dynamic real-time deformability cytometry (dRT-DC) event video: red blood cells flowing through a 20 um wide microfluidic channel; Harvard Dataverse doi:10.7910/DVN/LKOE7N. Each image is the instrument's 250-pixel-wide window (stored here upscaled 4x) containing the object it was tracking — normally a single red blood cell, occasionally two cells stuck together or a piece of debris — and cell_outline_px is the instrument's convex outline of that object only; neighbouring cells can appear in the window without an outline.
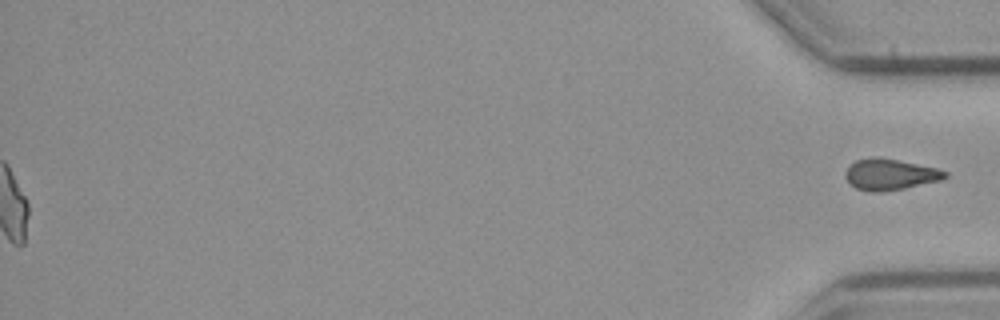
{"species": "common noctule bat (a hibernating species)", "species_latin": "Nyctalus noctula", "temperature_condition": "cold", "stored_images_in_passage": 54, "segment_of_instrument_passage": [2, 2], "camera_frame_rate_fps": 3000, "um_per_image_px": 0.085, "animal": {"sex": "male", "body_mass_g": 23.1, "forearm_length_mm": 52.7}, "frame": {"image": 1, "passage_image": 54, "time_ms": 17.667, "image_size_px": [1000, 320], "cell_outline_px": [[948, 176], [940, 180], [904, 188], [880, 192], [872, 192], [856, 188], [844, 176], [844, 172], [848, 164], [856, 160], [872, 156], [880, 156], [936, 168], [948, 172]], "centroid_in_image_um": [75.61, 14.8], "position_along_channel_um": 359.6, "area_um2": 18.15}}